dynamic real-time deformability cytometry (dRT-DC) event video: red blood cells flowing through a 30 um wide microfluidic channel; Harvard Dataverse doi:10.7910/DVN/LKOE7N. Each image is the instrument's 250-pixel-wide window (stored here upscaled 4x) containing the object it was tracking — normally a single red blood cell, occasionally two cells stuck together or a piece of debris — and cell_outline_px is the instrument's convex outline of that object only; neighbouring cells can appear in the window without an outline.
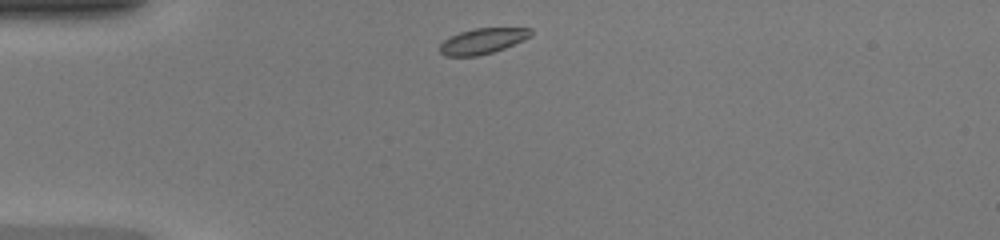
{"species": "common noctule bat (a hibernating species)", "species_latin": "Nyctalus noctula", "temperature_condition": "warm", "stored_images_in_passage": 37, "camera_frame_rate_fps": 3000, "um_per_image_px": 0.085, "animal": {"sex": "female", "body_mass_g": 20.0, "forearm_length_mm": 54.0}, "frame": {"image": 1, "passage_image": 1, "time_ms": 0.0, "image_size_px": [1000, 240], "cell_outline_px": [[532, 36], [524, 40], [504, 48], [492, 52], [476, 56], [444, 56], [440, 52], [440, 44], [448, 36], [472, 28], [532, 28]], "centroid_in_image_um": [41.01, 3.48], "position_along_channel_um": 44.0, "area_um2": 13.64}}
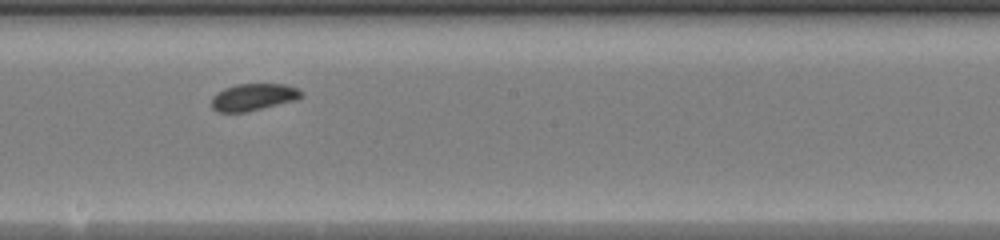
{"frame": {"image": 2, "passage_image": 16, "time_ms": 5.0, "image_size_px": [1000, 240], "cell_outline_px": [[304, 96], [296, 100], [248, 112], [216, 112], [212, 108], [212, 96], [224, 88], [236, 84], [284, 84], [296, 88], [304, 92]], "centroid_in_image_um": [21.55, 8.26], "position_along_channel_um": 226.7, "area_um2": 14.28}}
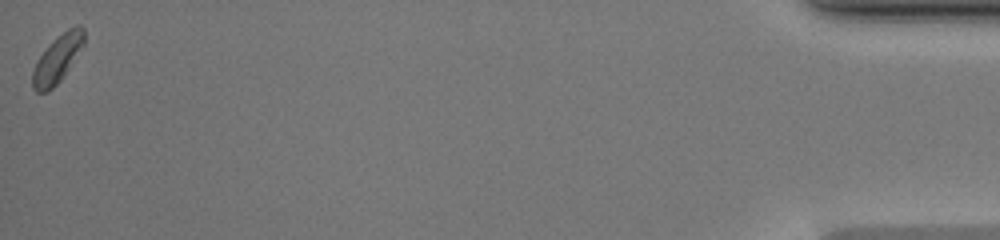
{"frame": {"image": 3, "passage_image": 37, "time_ms": 12.0, "image_size_px": [1000, 240], "cell_outline_px": [[84, 44], [60, 80], [48, 92], [36, 92], [32, 88], [32, 68], [36, 60], [48, 44], [68, 28], [76, 24], [80, 24], [84, 28]], "centroid_in_image_um": [4.85, 4.99], "position_along_channel_um": 430.4, "area_um2": 14.28}, "authors_computed_cell_mechanics": {"area_um2": 14.2766, "velocity_mm_per_s": 4.2461, "shape_relaxation_time_tau1_ms": 3.4895, "shape_relaxation_time_tau2_ms": null, "deformation_change_tau1": 0.0822, "deformation_change_tau2": null}}